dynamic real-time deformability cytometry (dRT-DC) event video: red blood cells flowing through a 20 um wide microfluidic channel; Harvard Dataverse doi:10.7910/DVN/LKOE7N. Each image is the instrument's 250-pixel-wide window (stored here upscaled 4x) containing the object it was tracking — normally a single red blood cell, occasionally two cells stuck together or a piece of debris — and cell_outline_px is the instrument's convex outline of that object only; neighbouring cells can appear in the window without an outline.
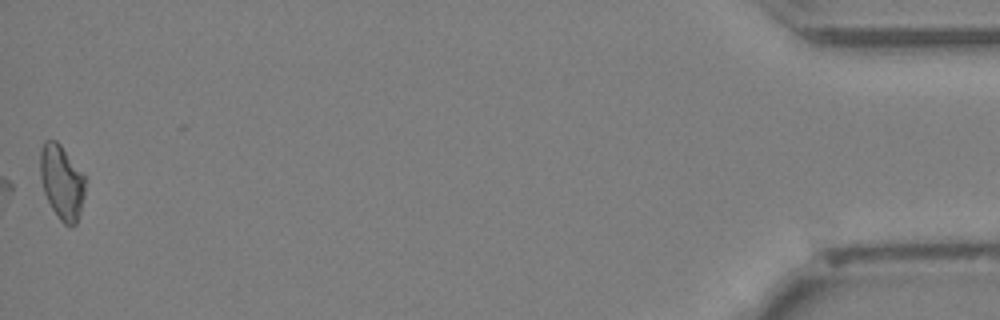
{"species": "Egyptian fruit bat (a non-hibernating species)", "species_latin": "Rousettus aegyptiacus", "temperature_condition": "cold", "stored_images_in_passage": 42, "camera_frame_rate_fps": 3000, "um_per_image_px": 0.085, "animal": {"sex": "female"}, "frame": {"image": 1, "passage_image": 42, "time_ms": 13.667, "image_size_px": [1000, 320], "cell_outline_px": [[84, 196], [80, 212], [76, 224], [72, 228], [68, 228], [60, 220], [52, 208], [44, 192], [40, 176], [40, 148], [44, 140], [56, 140], [60, 144], [84, 176]], "centroid_in_image_um": [5.23, 15.5], "position_along_channel_um": 430.0, "area_um2": 19.36}}